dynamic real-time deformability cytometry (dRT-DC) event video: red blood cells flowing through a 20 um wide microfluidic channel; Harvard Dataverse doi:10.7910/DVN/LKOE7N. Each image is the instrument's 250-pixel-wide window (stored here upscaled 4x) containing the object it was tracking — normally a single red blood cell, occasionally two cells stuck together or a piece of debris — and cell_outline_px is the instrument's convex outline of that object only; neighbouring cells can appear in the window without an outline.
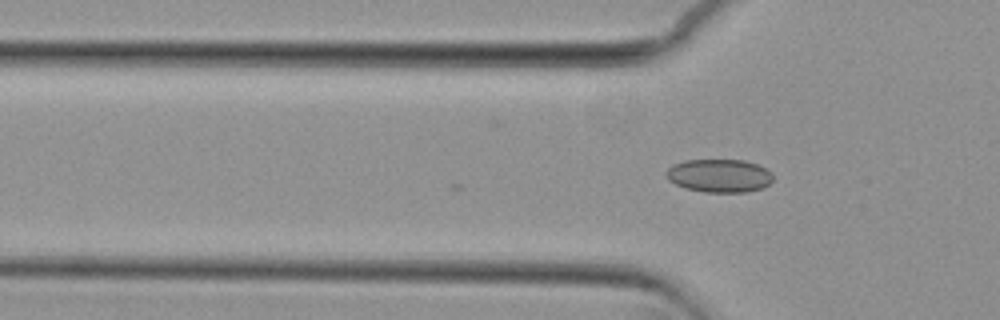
{"species": "common noctule bat (a hibernating species)", "species_latin": "Nyctalus noctula", "temperature_condition": "cold", "stored_images_in_passage": 5, "camera_frame_rate_fps": 3000, "um_per_image_px": 0.085, "animal": {"sex": "female", "body_mass_g": 29.2, "forearm_length_mm": 56.3}, "frame": {"image": 1, "passage_image": 5, "time_ms": 1.333, "image_size_px": [1000, 320], "cell_outline_px": [[772, 180], [764, 188], [748, 192], [704, 192], [684, 188], [668, 180], [664, 172], [672, 164], [684, 160], [744, 160], [756, 164], [772, 172]], "centroid_in_image_um": [61.11, 14.93], "position_along_channel_um": 64.7, "area_um2": 20.87}}